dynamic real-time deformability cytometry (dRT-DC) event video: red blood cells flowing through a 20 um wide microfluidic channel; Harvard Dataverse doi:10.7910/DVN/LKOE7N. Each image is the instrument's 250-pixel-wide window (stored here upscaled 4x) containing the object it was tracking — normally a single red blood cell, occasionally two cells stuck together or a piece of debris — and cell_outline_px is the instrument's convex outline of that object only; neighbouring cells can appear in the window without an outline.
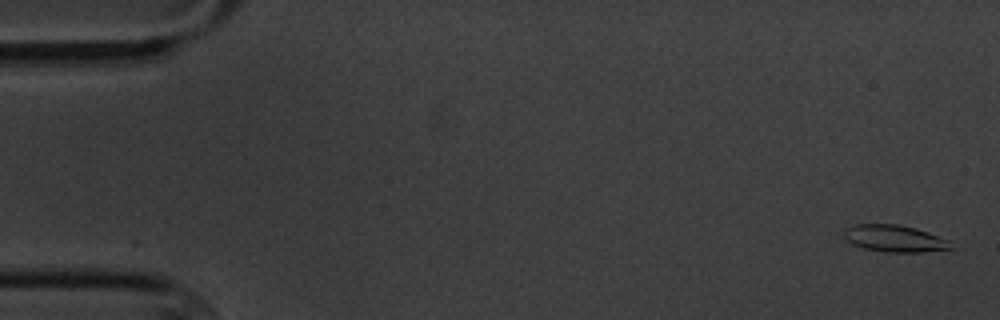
{"species": "common noctule bat (a hibernating species)", "species_latin": "Nyctalus noctula", "temperature_condition": "cold", "stored_images_in_passage": 5, "camera_frame_rate_fps": 3000, "um_per_image_px": 0.085, "animal": {"sex": "male", "body_mass_g": 20.1, "forearm_length_mm": 53.5}, "frame": {"image": 1, "passage_image": 1, "time_ms": 0.0, "image_size_px": [1000, 320], "cell_outline_px": [[956, 248], [920, 252], [884, 252], [864, 248], [852, 244], [844, 236], [844, 228], [856, 224], [896, 224], [916, 228], [952, 240]], "centroid_in_image_um": [76.11, 20.27], "position_along_channel_um": 8.9, "area_um2": 16.99}}